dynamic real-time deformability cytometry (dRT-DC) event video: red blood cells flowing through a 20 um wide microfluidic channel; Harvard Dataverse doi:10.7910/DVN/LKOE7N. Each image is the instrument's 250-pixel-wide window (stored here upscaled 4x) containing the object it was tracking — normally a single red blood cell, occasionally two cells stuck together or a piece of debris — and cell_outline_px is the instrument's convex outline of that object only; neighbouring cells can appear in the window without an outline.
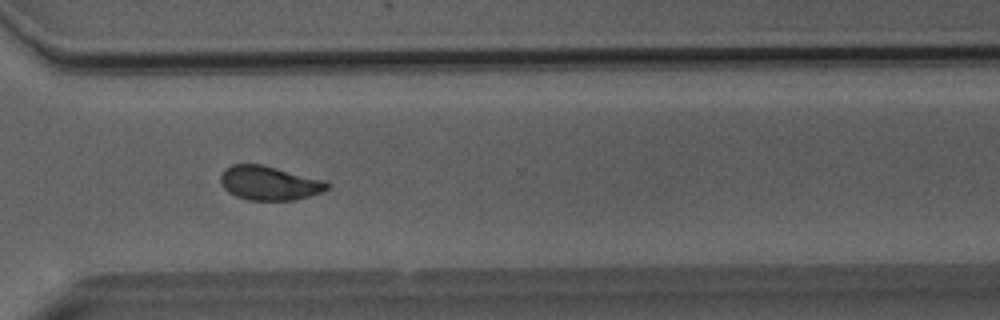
{"species": "Egyptian fruit bat (a non-hibernating species)", "species_latin": "Rousettus aegyptiacus", "temperature_condition": "room temperature", "stored_images_in_passage": 50, "camera_frame_rate_fps": 3000, "um_per_image_px": 0.085, "animal": {"sex": "male"}, "frame": {"image": 1, "passage_image": 37, "time_ms": 12.0, "image_size_px": [1000, 320], "cell_outline_px": [[332, 184], [328, 188], [320, 192], [296, 200], [248, 200], [236, 196], [228, 192], [220, 184], [220, 176], [224, 168], [232, 164], [260, 164], [324, 180]], "centroid_in_image_um": [22.85, 15.56], "position_along_channel_um": 347.7, "area_um2": 21.15}}
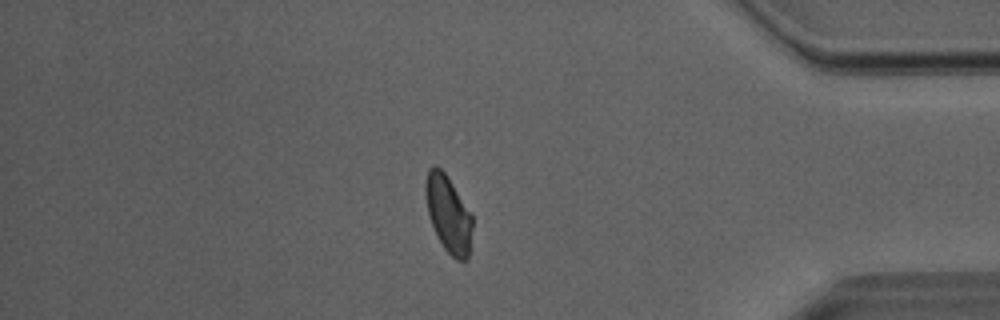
{"frame": {"image": 2, "passage_image": 43, "time_ms": 14.0, "image_size_px": [1000, 320], "cell_outline_px": [[472, 228], [468, 260], [456, 260], [444, 248], [436, 236], [428, 216], [424, 192], [424, 180], [428, 168], [432, 164], [436, 164], [444, 172], [472, 216]], "centroid_in_image_um": [38.06, 18.17], "position_along_channel_um": 397.1, "area_um2": 21.04}}
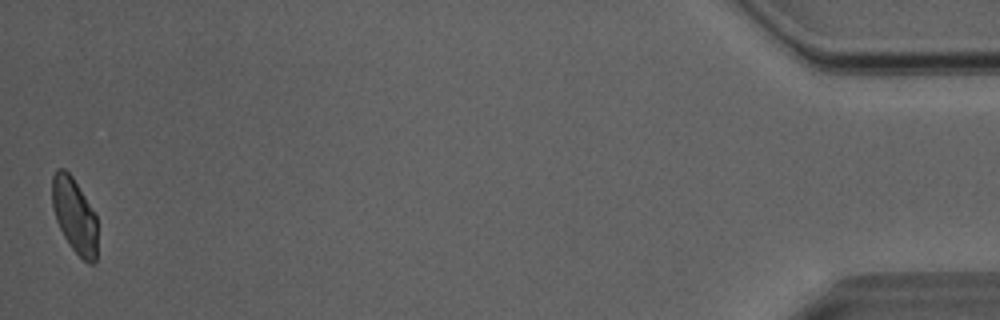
{"frame": {"image": 3, "passage_image": 50, "time_ms": 16.333, "image_size_px": [1000, 320], "cell_outline_px": [[96, 260], [92, 264], [88, 264], [68, 244], [56, 220], [52, 208], [52, 176], [56, 168], [64, 168], [72, 176], [96, 216]], "centroid_in_image_um": [6.3, 18.3], "position_along_channel_um": 428.9, "area_um2": 19.59}, "authors_computed_cell_mechanics": {"area_um2": 21.7328, "velocity_mm_per_s": 4.0337, "shape_relaxation_time_tau1_ms": 4.607, "shape_relaxation_time_tau2_ms": 1.0645, "deformation_change_tau1": 0.155, "deformation_change_tau2": 0.0555}}